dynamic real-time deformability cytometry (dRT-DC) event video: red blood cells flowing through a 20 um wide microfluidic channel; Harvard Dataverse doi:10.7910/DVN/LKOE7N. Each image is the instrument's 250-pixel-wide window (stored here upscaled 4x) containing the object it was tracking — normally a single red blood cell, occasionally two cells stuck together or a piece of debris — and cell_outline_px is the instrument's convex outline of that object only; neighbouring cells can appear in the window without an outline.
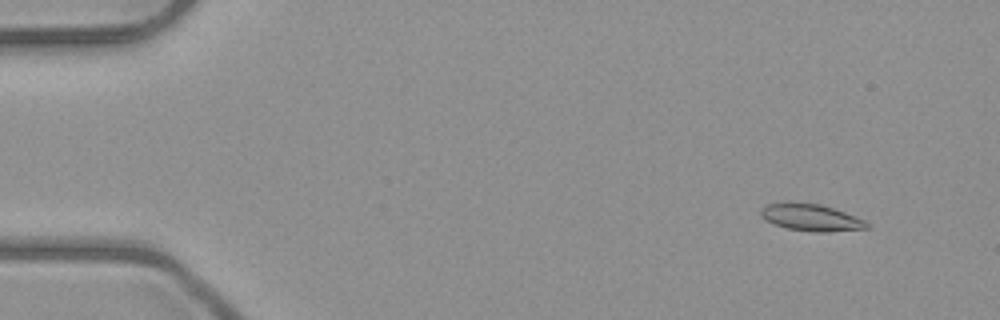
{"species": "common noctule bat (a hibernating species)", "species_latin": "Nyctalus noctula", "temperature_condition": "room temperature", "stored_images_in_passage": 6, "camera_frame_rate_fps": 3000, "um_per_image_px": 0.085, "animal": {"sex": "male", "body_mass_g": 23.1, "forearm_length_mm": 52.7}, "frame": {"image": 1, "passage_image": 2, "time_ms": 1.333, "image_size_px": [1000, 320], "cell_outline_px": [[868, 228], [828, 232], [812, 232], [788, 228], [764, 220], [760, 216], [760, 208], [764, 204], [784, 200], [792, 200], [820, 204], [844, 212], [864, 220], [868, 224]], "centroid_in_image_um": [68.83, 18.44], "position_along_channel_um": 16.2, "area_um2": 17.05}}
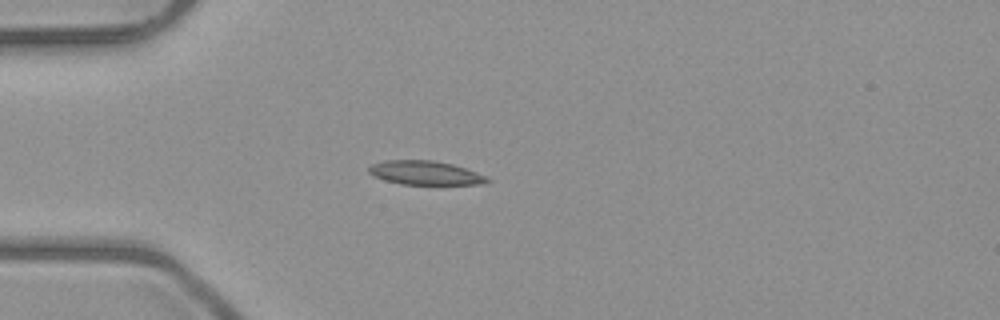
{"frame": {"image": 2, "passage_image": 5, "time_ms": 4.667, "image_size_px": [1000, 320], "cell_outline_px": [[492, 180], [480, 184], [400, 184], [384, 180], [372, 176], [368, 172], [368, 168], [372, 164], [384, 160], [432, 160], [452, 164], [488, 176]], "centroid_in_image_um": [36.11, 14.69], "position_along_channel_um": 48.9, "area_um2": 16.53}}